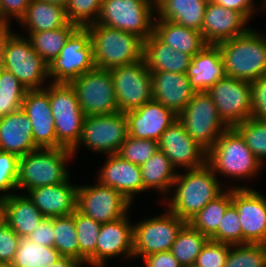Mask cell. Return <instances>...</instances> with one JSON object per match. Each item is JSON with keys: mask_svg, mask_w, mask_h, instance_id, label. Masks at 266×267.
Listing matches in <instances>:
<instances>
[{"mask_svg": "<svg viewBox=\"0 0 266 267\" xmlns=\"http://www.w3.org/2000/svg\"><path fill=\"white\" fill-rule=\"evenodd\" d=\"M83 264L75 258L62 256L56 262L48 267H82Z\"/></svg>", "mask_w": 266, "mask_h": 267, "instance_id": "cell-54", "label": "cell"}, {"mask_svg": "<svg viewBox=\"0 0 266 267\" xmlns=\"http://www.w3.org/2000/svg\"><path fill=\"white\" fill-rule=\"evenodd\" d=\"M230 244L209 240L198 254L193 267H224Z\"/></svg>", "mask_w": 266, "mask_h": 267, "instance_id": "cell-47", "label": "cell"}, {"mask_svg": "<svg viewBox=\"0 0 266 267\" xmlns=\"http://www.w3.org/2000/svg\"><path fill=\"white\" fill-rule=\"evenodd\" d=\"M207 164L216 175L236 180L251 179L264 166L234 127L228 128L216 140L207 153Z\"/></svg>", "mask_w": 266, "mask_h": 267, "instance_id": "cell-4", "label": "cell"}, {"mask_svg": "<svg viewBox=\"0 0 266 267\" xmlns=\"http://www.w3.org/2000/svg\"><path fill=\"white\" fill-rule=\"evenodd\" d=\"M232 186V204L239 215L243 244L266 245V197L252 187Z\"/></svg>", "mask_w": 266, "mask_h": 267, "instance_id": "cell-17", "label": "cell"}, {"mask_svg": "<svg viewBox=\"0 0 266 267\" xmlns=\"http://www.w3.org/2000/svg\"><path fill=\"white\" fill-rule=\"evenodd\" d=\"M20 239L7 223L0 228V266L13 262Z\"/></svg>", "mask_w": 266, "mask_h": 267, "instance_id": "cell-48", "label": "cell"}, {"mask_svg": "<svg viewBox=\"0 0 266 267\" xmlns=\"http://www.w3.org/2000/svg\"><path fill=\"white\" fill-rule=\"evenodd\" d=\"M1 67L10 71L27 90H41L49 79L48 64L32 48L29 39L11 31L0 30Z\"/></svg>", "mask_w": 266, "mask_h": 267, "instance_id": "cell-3", "label": "cell"}, {"mask_svg": "<svg viewBox=\"0 0 266 267\" xmlns=\"http://www.w3.org/2000/svg\"><path fill=\"white\" fill-rule=\"evenodd\" d=\"M158 150V141L138 139L128 135L117 154L128 162L141 166Z\"/></svg>", "mask_w": 266, "mask_h": 267, "instance_id": "cell-43", "label": "cell"}, {"mask_svg": "<svg viewBox=\"0 0 266 267\" xmlns=\"http://www.w3.org/2000/svg\"><path fill=\"white\" fill-rule=\"evenodd\" d=\"M6 224V211L3 203V198H0V228Z\"/></svg>", "mask_w": 266, "mask_h": 267, "instance_id": "cell-55", "label": "cell"}, {"mask_svg": "<svg viewBox=\"0 0 266 267\" xmlns=\"http://www.w3.org/2000/svg\"><path fill=\"white\" fill-rule=\"evenodd\" d=\"M98 173L97 181L120 192L133 203L134 196L144 191L141 168L118 154L108 155Z\"/></svg>", "mask_w": 266, "mask_h": 267, "instance_id": "cell-23", "label": "cell"}, {"mask_svg": "<svg viewBox=\"0 0 266 267\" xmlns=\"http://www.w3.org/2000/svg\"><path fill=\"white\" fill-rule=\"evenodd\" d=\"M77 28L76 24L69 22L66 26L54 30L28 32L27 38L36 53L49 64L59 55L66 41Z\"/></svg>", "mask_w": 266, "mask_h": 267, "instance_id": "cell-35", "label": "cell"}, {"mask_svg": "<svg viewBox=\"0 0 266 267\" xmlns=\"http://www.w3.org/2000/svg\"><path fill=\"white\" fill-rule=\"evenodd\" d=\"M54 235L53 218L45 217L27 238L36 244L53 247Z\"/></svg>", "mask_w": 266, "mask_h": 267, "instance_id": "cell-51", "label": "cell"}, {"mask_svg": "<svg viewBox=\"0 0 266 267\" xmlns=\"http://www.w3.org/2000/svg\"><path fill=\"white\" fill-rule=\"evenodd\" d=\"M264 3L261 5V7L263 8H266V0L263 1Z\"/></svg>", "mask_w": 266, "mask_h": 267, "instance_id": "cell-57", "label": "cell"}, {"mask_svg": "<svg viewBox=\"0 0 266 267\" xmlns=\"http://www.w3.org/2000/svg\"><path fill=\"white\" fill-rule=\"evenodd\" d=\"M186 132L209 151L219 136L229 127L219 117L213 99L206 91L195 92L178 115Z\"/></svg>", "mask_w": 266, "mask_h": 267, "instance_id": "cell-9", "label": "cell"}, {"mask_svg": "<svg viewBox=\"0 0 266 267\" xmlns=\"http://www.w3.org/2000/svg\"><path fill=\"white\" fill-rule=\"evenodd\" d=\"M71 149L37 148L19 158L17 190H29L60 184L70 178L67 162L72 160Z\"/></svg>", "mask_w": 266, "mask_h": 267, "instance_id": "cell-5", "label": "cell"}, {"mask_svg": "<svg viewBox=\"0 0 266 267\" xmlns=\"http://www.w3.org/2000/svg\"><path fill=\"white\" fill-rule=\"evenodd\" d=\"M211 241L230 245L243 244L242 227L238 212L231 204L223 215L217 232L210 238Z\"/></svg>", "mask_w": 266, "mask_h": 267, "instance_id": "cell-45", "label": "cell"}, {"mask_svg": "<svg viewBox=\"0 0 266 267\" xmlns=\"http://www.w3.org/2000/svg\"><path fill=\"white\" fill-rule=\"evenodd\" d=\"M129 213L111 222L102 223L96 245V267H106L107 259L133 256V223Z\"/></svg>", "mask_w": 266, "mask_h": 267, "instance_id": "cell-22", "label": "cell"}, {"mask_svg": "<svg viewBox=\"0 0 266 267\" xmlns=\"http://www.w3.org/2000/svg\"><path fill=\"white\" fill-rule=\"evenodd\" d=\"M140 168L144 191L155 189L163 196L170 194L178 172L161 150L158 149Z\"/></svg>", "mask_w": 266, "mask_h": 267, "instance_id": "cell-33", "label": "cell"}, {"mask_svg": "<svg viewBox=\"0 0 266 267\" xmlns=\"http://www.w3.org/2000/svg\"><path fill=\"white\" fill-rule=\"evenodd\" d=\"M30 0H0V22L6 27H10V19L20 21L25 15Z\"/></svg>", "mask_w": 266, "mask_h": 267, "instance_id": "cell-50", "label": "cell"}, {"mask_svg": "<svg viewBox=\"0 0 266 267\" xmlns=\"http://www.w3.org/2000/svg\"><path fill=\"white\" fill-rule=\"evenodd\" d=\"M143 261L147 267H183L170 251L150 254Z\"/></svg>", "mask_w": 266, "mask_h": 267, "instance_id": "cell-52", "label": "cell"}, {"mask_svg": "<svg viewBox=\"0 0 266 267\" xmlns=\"http://www.w3.org/2000/svg\"><path fill=\"white\" fill-rule=\"evenodd\" d=\"M18 168L19 157L0 150V198L9 197L17 190Z\"/></svg>", "mask_w": 266, "mask_h": 267, "instance_id": "cell-46", "label": "cell"}, {"mask_svg": "<svg viewBox=\"0 0 266 267\" xmlns=\"http://www.w3.org/2000/svg\"><path fill=\"white\" fill-rule=\"evenodd\" d=\"M217 45L227 77L251 82L266 75V36L258 30L250 28Z\"/></svg>", "mask_w": 266, "mask_h": 267, "instance_id": "cell-2", "label": "cell"}, {"mask_svg": "<svg viewBox=\"0 0 266 267\" xmlns=\"http://www.w3.org/2000/svg\"><path fill=\"white\" fill-rule=\"evenodd\" d=\"M217 107L219 117L229 127L251 118V83L225 76L206 91Z\"/></svg>", "mask_w": 266, "mask_h": 267, "instance_id": "cell-15", "label": "cell"}, {"mask_svg": "<svg viewBox=\"0 0 266 267\" xmlns=\"http://www.w3.org/2000/svg\"><path fill=\"white\" fill-rule=\"evenodd\" d=\"M155 0H103L97 24L133 33L143 41L153 33Z\"/></svg>", "mask_w": 266, "mask_h": 267, "instance_id": "cell-7", "label": "cell"}, {"mask_svg": "<svg viewBox=\"0 0 266 267\" xmlns=\"http://www.w3.org/2000/svg\"><path fill=\"white\" fill-rule=\"evenodd\" d=\"M86 28L96 68L110 70L143 59V40L137 35L97 23Z\"/></svg>", "mask_w": 266, "mask_h": 267, "instance_id": "cell-6", "label": "cell"}, {"mask_svg": "<svg viewBox=\"0 0 266 267\" xmlns=\"http://www.w3.org/2000/svg\"><path fill=\"white\" fill-rule=\"evenodd\" d=\"M70 84L76 92L85 116L119 112L112 74L109 70L95 67Z\"/></svg>", "mask_w": 266, "mask_h": 267, "instance_id": "cell-13", "label": "cell"}, {"mask_svg": "<svg viewBox=\"0 0 266 267\" xmlns=\"http://www.w3.org/2000/svg\"><path fill=\"white\" fill-rule=\"evenodd\" d=\"M248 20L238 11L207 2L204 21L201 29L207 44L217 45L225 40L245 34Z\"/></svg>", "mask_w": 266, "mask_h": 267, "instance_id": "cell-21", "label": "cell"}, {"mask_svg": "<svg viewBox=\"0 0 266 267\" xmlns=\"http://www.w3.org/2000/svg\"><path fill=\"white\" fill-rule=\"evenodd\" d=\"M27 32L49 31L69 23L65 7L41 0H30L25 15L19 21Z\"/></svg>", "mask_w": 266, "mask_h": 267, "instance_id": "cell-32", "label": "cell"}, {"mask_svg": "<svg viewBox=\"0 0 266 267\" xmlns=\"http://www.w3.org/2000/svg\"><path fill=\"white\" fill-rule=\"evenodd\" d=\"M209 0H155L156 18L201 32Z\"/></svg>", "mask_w": 266, "mask_h": 267, "instance_id": "cell-29", "label": "cell"}, {"mask_svg": "<svg viewBox=\"0 0 266 267\" xmlns=\"http://www.w3.org/2000/svg\"><path fill=\"white\" fill-rule=\"evenodd\" d=\"M41 1H45L48 2L50 4H55V5H59L62 7H66L68 0H41Z\"/></svg>", "mask_w": 266, "mask_h": 267, "instance_id": "cell-56", "label": "cell"}, {"mask_svg": "<svg viewBox=\"0 0 266 267\" xmlns=\"http://www.w3.org/2000/svg\"><path fill=\"white\" fill-rule=\"evenodd\" d=\"M53 247L62 255L79 261V244L75 230V211L68 216L54 217Z\"/></svg>", "mask_w": 266, "mask_h": 267, "instance_id": "cell-39", "label": "cell"}, {"mask_svg": "<svg viewBox=\"0 0 266 267\" xmlns=\"http://www.w3.org/2000/svg\"><path fill=\"white\" fill-rule=\"evenodd\" d=\"M109 71L112 74L119 112L137 109L153 99L152 77L144 59Z\"/></svg>", "mask_w": 266, "mask_h": 267, "instance_id": "cell-14", "label": "cell"}, {"mask_svg": "<svg viewBox=\"0 0 266 267\" xmlns=\"http://www.w3.org/2000/svg\"><path fill=\"white\" fill-rule=\"evenodd\" d=\"M152 98L173 111L177 116L196 92L186 73L150 72Z\"/></svg>", "mask_w": 266, "mask_h": 267, "instance_id": "cell-25", "label": "cell"}, {"mask_svg": "<svg viewBox=\"0 0 266 267\" xmlns=\"http://www.w3.org/2000/svg\"><path fill=\"white\" fill-rule=\"evenodd\" d=\"M187 172V173H186ZM177 174L172 188L177 187L170 197H164L166 209L186 223L193 218L207 203L217 198L226 189L219 182L218 175L208 165L186 170ZM175 191V192H174ZM170 198V199H169Z\"/></svg>", "mask_w": 266, "mask_h": 267, "instance_id": "cell-1", "label": "cell"}, {"mask_svg": "<svg viewBox=\"0 0 266 267\" xmlns=\"http://www.w3.org/2000/svg\"><path fill=\"white\" fill-rule=\"evenodd\" d=\"M186 75L196 92L207 91L224 78L226 75L218 45L207 44L192 57Z\"/></svg>", "mask_w": 266, "mask_h": 267, "instance_id": "cell-27", "label": "cell"}, {"mask_svg": "<svg viewBox=\"0 0 266 267\" xmlns=\"http://www.w3.org/2000/svg\"><path fill=\"white\" fill-rule=\"evenodd\" d=\"M62 255L54 248L47 247L26 238H21L11 267H48Z\"/></svg>", "mask_w": 266, "mask_h": 267, "instance_id": "cell-37", "label": "cell"}, {"mask_svg": "<svg viewBox=\"0 0 266 267\" xmlns=\"http://www.w3.org/2000/svg\"><path fill=\"white\" fill-rule=\"evenodd\" d=\"M129 136L158 141L162 133L178 116L160 102L152 99L137 109L125 112Z\"/></svg>", "mask_w": 266, "mask_h": 267, "instance_id": "cell-20", "label": "cell"}, {"mask_svg": "<svg viewBox=\"0 0 266 267\" xmlns=\"http://www.w3.org/2000/svg\"><path fill=\"white\" fill-rule=\"evenodd\" d=\"M6 28L1 22H0V30Z\"/></svg>", "mask_w": 266, "mask_h": 267, "instance_id": "cell-58", "label": "cell"}, {"mask_svg": "<svg viewBox=\"0 0 266 267\" xmlns=\"http://www.w3.org/2000/svg\"><path fill=\"white\" fill-rule=\"evenodd\" d=\"M262 164L266 161V121L249 118L234 127Z\"/></svg>", "mask_w": 266, "mask_h": 267, "instance_id": "cell-42", "label": "cell"}, {"mask_svg": "<svg viewBox=\"0 0 266 267\" xmlns=\"http://www.w3.org/2000/svg\"><path fill=\"white\" fill-rule=\"evenodd\" d=\"M101 223L75 210V230L79 244V262L96 267V245Z\"/></svg>", "mask_w": 266, "mask_h": 267, "instance_id": "cell-38", "label": "cell"}, {"mask_svg": "<svg viewBox=\"0 0 266 267\" xmlns=\"http://www.w3.org/2000/svg\"><path fill=\"white\" fill-rule=\"evenodd\" d=\"M128 135V121L123 112L85 116L82 135L80 141L71 150L72 155L75 156L80 145L107 156L117 154Z\"/></svg>", "mask_w": 266, "mask_h": 267, "instance_id": "cell-11", "label": "cell"}, {"mask_svg": "<svg viewBox=\"0 0 266 267\" xmlns=\"http://www.w3.org/2000/svg\"><path fill=\"white\" fill-rule=\"evenodd\" d=\"M153 33L173 50L186 53L191 57L207 45L200 31L156 17Z\"/></svg>", "mask_w": 266, "mask_h": 267, "instance_id": "cell-30", "label": "cell"}, {"mask_svg": "<svg viewBox=\"0 0 266 267\" xmlns=\"http://www.w3.org/2000/svg\"><path fill=\"white\" fill-rule=\"evenodd\" d=\"M143 59L150 72L186 73L192 57L173 50L152 33L143 41Z\"/></svg>", "mask_w": 266, "mask_h": 267, "instance_id": "cell-28", "label": "cell"}, {"mask_svg": "<svg viewBox=\"0 0 266 267\" xmlns=\"http://www.w3.org/2000/svg\"><path fill=\"white\" fill-rule=\"evenodd\" d=\"M6 223L20 238H26L45 217L26 194L14 193L3 198Z\"/></svg>", "mask_w": 266, "mask_h": 267, "instance_id": "cell-31", "label": "cell"}, {"mask_svg": "<svg viewBox=\"0 0 266 267\" xmlns=\"http://www.w3.org/2000/svg\"><path fill=\"white\" fill-rule=\"evenodd\" d=\"M231 204L232 186L227 187L221 195L207 203L187 223L210 239L217 232L219 223Z\"/></svg>", "mask_w": 266, "mask_h": 267, "instance_id": "cell-34", "label": "cell"}, {"mask_svg": "<svg viewBox=\"0 0 266 267\" xmlns=\"http://www.w3.org/2000/svg\"><path fill=\"white\" fill-rule=\"evenodd\" d=\"M95 183L78 186L77 210L101 224L125 216L133 204L117 190Z\"/></svg>", "mask_w": 266, "mask_h": 267, "instance_id": "cell-16", "label": "cell"}, {"mask_svg": "<svg viewBox=\"0 0 266 267\" xmlns=\"http://www.w3.org/2000/svg\"><path fill=\"white\" fill-rule=\"evenodd\" d=\"M224 267H266V245H231Z\"/></svg>", "mask_w": 266, "mask_h": 267, "instance_id": "cell-41", "label": "cell"}, {"mask_svg": "<svg viewBox=\"0 0 266 267\" xmlns=\"http://www.w3.org/2000/svg\"><path fill=\"white\" fill-rule=\"evenodd\" d=\"M21 109L31 122L33 141L38 148L63 147L56 139L49 101V85L41 90H28Z\"/></svg>", "mask_w": 266, "mask_h": 267, "instance_id": "cell-19", "label": "cell"}, {"mask_svg": "<svg viewBox=\"0 0 266 267\" xmlns=\"http://www.w3.org/2000/svg\"><path fill=\"white\" fill-rule=\"evenodd\" d=\"M252 116L266 121V75L251 81Z\"/></svg>", "mask_w": 266, "mask_h": 267, "instance_id": "cell-49", "label": "cell"}, {"mask_svg": "<svg viewBox=\"0 0 266 267\" xmlns=\"http://www.w3.org/2000/svg\"><path fill=\"white\" fill-rule=\"evenodd\" d=\"M49 101L56 139L63 147L72 150L80 141L85 118L76 92L71 84L50 82Z\"/></svg>", "mask_w": 266, "mask_h": 267, "instance_id": "cell-8", "label": "cell"}, {"mask_svg": "<svg viewBox=\"0 0 266 267\" xmlns=\"http://www.w3.org/2000/svg\"><path fill=\"white\" fill-rule=\"evenodd\" d=\"M165 212L163 215L133 223V256L135 258L170 251L178 232L186 222L170 211Z\"/></svg>", "mask_w": 266, "mask_h": 267, "instance_id": "cell-12", "label": "cell"}, {"mask_svg": "<svg viewBox=\"0 0 266 267\" xmlns=\"http://www.w3.org/2000/svg\"><path fill=\"white\" fill-rule=\"evenodd\" d=\"M103 0H68L65 7L70 23L86 27L96 23Z\"/></svg>", "mask_w": 266, "mask_h": 267, "instance_id": "cell-44", "label": "cell"}, {"mask_svg": "<svg viewBox=\"0 0 266 267\" xmlns=\"http://www.w3.org/2000/svg\"><path fill=\"white\" fill-rule=\"evenodd\" d=\"M28 90L7 69H0V117L21 109Z\"/></svg>", "mask_w": 266, "mask_h": 267, "instance_id": "cell-40", "label": "cell"}, {"mask_svg": "<svg viewBox=\"0 0 266 267\" xmlns=\"http://www.w3.org/2000/svg\"><path fill=\"white\" fill-rule=\"evenodd\" d=\"M95 67L90 33L86 27H78L48 64V76L53 83L70 84Z\"/></svg>", "mask_w": 266, "mask_h": 267, "instance_id": "cell-10", "label": "cell"}, {"mask_svg": "<svg viewBox=\"0 0 266 267\" xmlns=\"http://www.w3.org/2000/svg\"><path fill=\"white\" fill-rule=\"evenodd\" d=\"M70 178L60 184L46 185L29 190L27 196L47 218L71 215L77 209L78 185Z\"/></svg>", "mask_w": 266, "mask_h": 267, "instance_id": "cell-24", "label": "cell"}, {"mask_svg": "<svg viewBox=\"0 0 266 267\" xmlns=\"http://www.w3.org/2000/svg\"><path fill=\"white\" fill-rule=\"evenodd\" d=\"M37 148L33 141L31 122L22 109L0 117L1 151L20 158Z\"/></svg>", "mask_w": 266, "mask_h": 267, "instance_id": "cell-26", "label": "cell"}, {"mask_svg": "<svg viewBox=\"0 0 266 267\" xmlns=\"http://www.w3.org/2000/svg\"><path fill=\"white\" fill-rule=\"evenodd\" d=\"M158 149L169 158L176 169H196L207 164L208 151L191 138L179 119L162 133L158 140Z\"/></svg>", "mask_w": 266, "mask_h": 267, "instance_id": "cell-18", "label": "cell"}, {"mask_svg": "<svg viewBox=\"0 0 266 267\" xmlns=\"http://www.w3.org/2000/svg\"><path fill=\"white\" fill-rule=\"evenodd\" d=\"M0 267H11L10 265H1Z\"/></svg>", "mask_w": 266, "mask_h": 267, "instance_id": "cell-59", "label": "cell"}, {"mask_svg": "<svg viewBox=\"0 0 266 267\" xmlns=\"http://www.w3.org/2000/svg\"><path fill=\"white\" fill-rule=\"evenodd\" d=\"M209 240L186 223L178 232L170 252L183 267H193L198 254Z\"/></svg>", "mask_w": 266, "mask_h": 267, "instance_id": "cell-36", "label": "cell"}, {"mask_svg": "<svg viewBox=\"0 0 266 267\" xmlns=\"http://www.w3.org/2000/svg\"><path fill=\"white\" fill-rule=\"evenodd\" d=\"M217 5L240 12L248 21L255 13L254 0H211Z\"/></svg>", "mask_w": 266, "mask_h": 267, "instance_id": "cell-53", "label": "cell"}]
</instances>
